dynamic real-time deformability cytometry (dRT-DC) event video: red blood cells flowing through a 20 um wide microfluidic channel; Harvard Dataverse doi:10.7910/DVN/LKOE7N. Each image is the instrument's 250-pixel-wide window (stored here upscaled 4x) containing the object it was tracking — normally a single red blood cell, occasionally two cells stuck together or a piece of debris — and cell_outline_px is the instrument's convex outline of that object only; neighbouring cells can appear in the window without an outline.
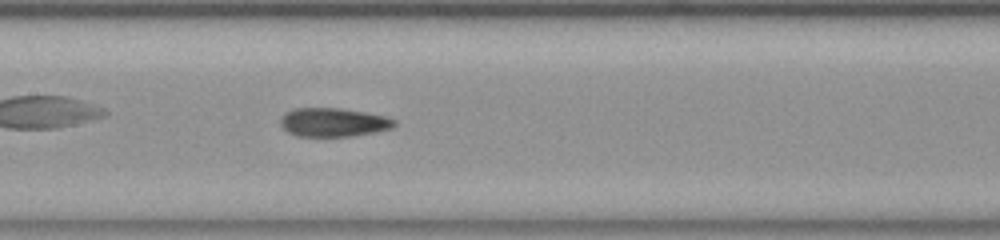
{"species": "common noctule bat (a hibernating species)", "species_latin": "Nyctalus noctula", "temperature_condition": "room temperature", "stored_images_in_passage": 33, "camera_frame_rate_fps": 3000, "um_per_image_px": 0.085, "animal": {"sex": "female", "body_mass_g": 23.0, "forearm_length_mm": 53.4}, "frame": {"image": 1, "passage_image": 15, "time_ms": 4.667, "image_size_px": [1000, 240], "cell_outline_px": [[396, 124], [392, 128], [372, 132], [348, 136], [296, 136], [288, 132], [280, 124], [280, 116], [284, 112], [296, 108], [340, 108], [364, 112], [384, 116], [396, 120]], "centroid_in_image_um": [28.29, 10.38], "position_along_channel_um": 179.1, "area_um2": 18.96}}
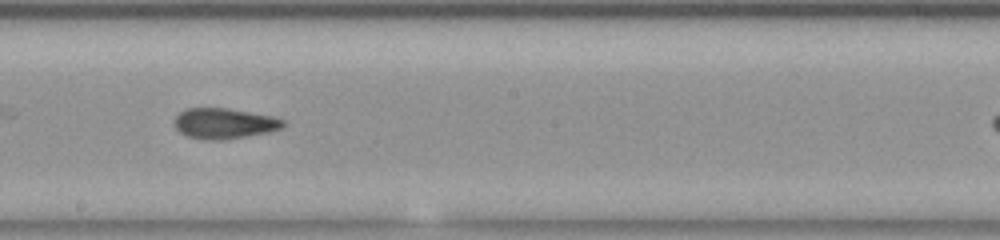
{"frame": {"image": 2, "passage_image": 19, "time_ms": 6.0, "image_size_px": [1000, 240], "cell_outline_px": [[284, 124], [280, 128], [268, 132], [220, 140], [212, 140], [188, 136], [180, 132], [176, 128], [176, 116], [180, 112], [188, 108], [228, 108], [272, 116], [284, 120]], "centroid_in_image_um": [19.06, 10.48], "position_along_channel_um": 229.1, "area_um2": 18.9}}